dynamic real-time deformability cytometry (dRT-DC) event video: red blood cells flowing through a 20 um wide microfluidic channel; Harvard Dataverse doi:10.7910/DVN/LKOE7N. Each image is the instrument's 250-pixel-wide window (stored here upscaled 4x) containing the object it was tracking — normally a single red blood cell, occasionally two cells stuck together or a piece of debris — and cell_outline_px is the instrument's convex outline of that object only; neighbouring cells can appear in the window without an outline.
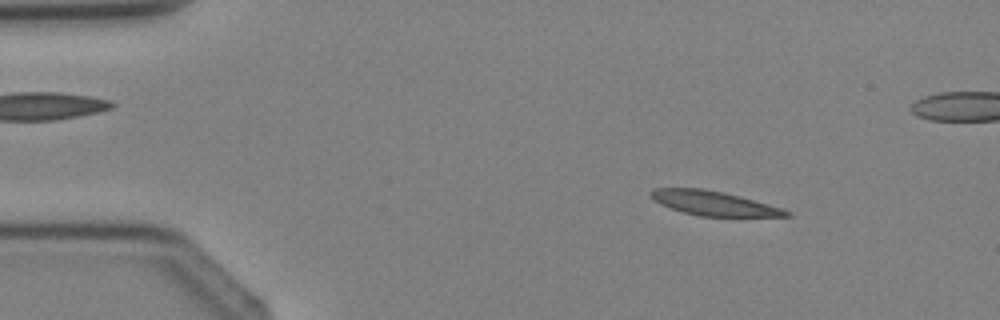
{"species": "Egyptian fruit bat (a non-hibernating species)", "species_latin": "Rousettus aegyptiacus", "temperature_condition": "cold", "stored_images_in_passage": 2, "camera_frame_rate_fps": 3000, "um_per_image_px": 0.085, "animal": {"sex": "female"}, "frame": {"image": 1, "passage_image": 1, "time_ms": 0.0, "image_size_px": [1000, 320], "cell_outline_px": [[792, 216], [700, 216], [684, 212], [660, 204], [648, 192], [652, 188], [704, 188], [724, 192], [740, 196], [784, 208], [792, 212]], "centroid_in_image_um": [60.71, 17.26], "position_along_channel_um": 24.3, "area_um2": 19.19}}